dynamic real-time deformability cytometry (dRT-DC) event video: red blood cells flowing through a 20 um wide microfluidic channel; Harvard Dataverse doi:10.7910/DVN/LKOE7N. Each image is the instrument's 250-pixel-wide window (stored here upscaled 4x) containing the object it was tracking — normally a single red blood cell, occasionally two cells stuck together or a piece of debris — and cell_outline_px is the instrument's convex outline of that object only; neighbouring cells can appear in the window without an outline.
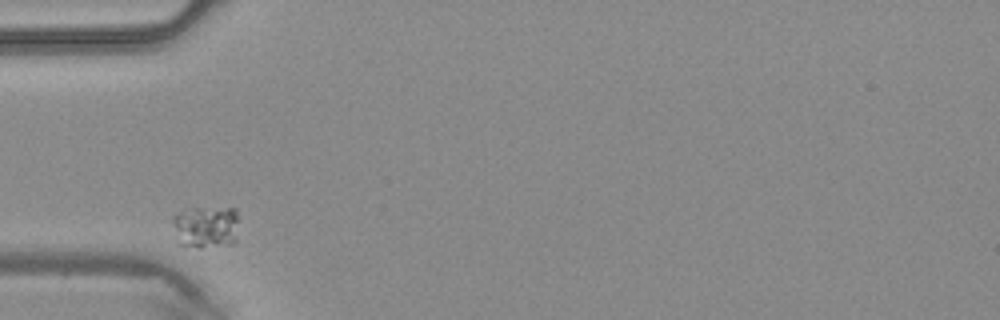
{"species": "common noctule bat (a hibernating species)", "species_latin": "Nyctalus noctula", "temperature_condition": "warm", "stored_images_in_passage": 3, "camera_frame_rate_fps": 3000, "um_per_image_px": 0.085, "animal": {"sex": "male", "body_mass_g": 20.4}, "frame": {"image": 1, "passage_image": 1, "time_ms": 0.0, "image_size_px": [1000, 320], "cell_outline_px": [[236, 244], [200, 248], [196, 248], [180, 244], [172, 220], [172, 216], [176, 212], [184, 208], [236, 208]], "centroid_in_image_um": [17.49, 19.28], "position_along_channel_um": 67.5, "area_um2": 16.53}}
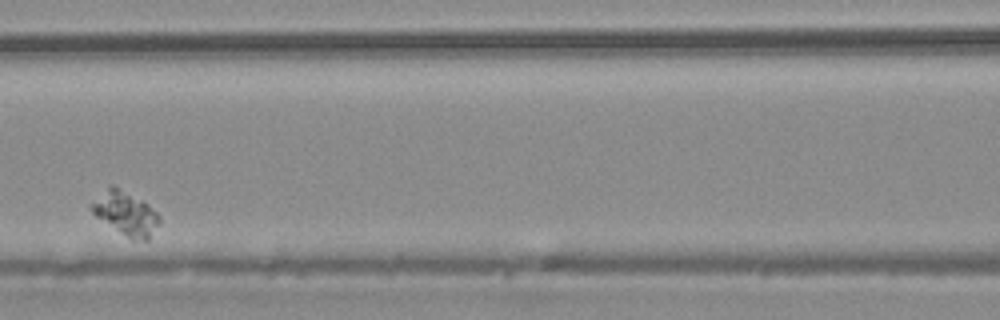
{"frame": {"image": 2, "passage_image": 3, "time_ms": 0.667, "image_size_px": [1000, 320], "cell_outline_px": [[160, 224], [148, 240], [132, 240], [96, 216], [92, 212], [92, 204], [112, 184], [148, 204], [160, 216]], "centroid_in_image_um": [10.75, 18.17], "position_along_channel_um": 155.8, "area_um2": 16.65}}